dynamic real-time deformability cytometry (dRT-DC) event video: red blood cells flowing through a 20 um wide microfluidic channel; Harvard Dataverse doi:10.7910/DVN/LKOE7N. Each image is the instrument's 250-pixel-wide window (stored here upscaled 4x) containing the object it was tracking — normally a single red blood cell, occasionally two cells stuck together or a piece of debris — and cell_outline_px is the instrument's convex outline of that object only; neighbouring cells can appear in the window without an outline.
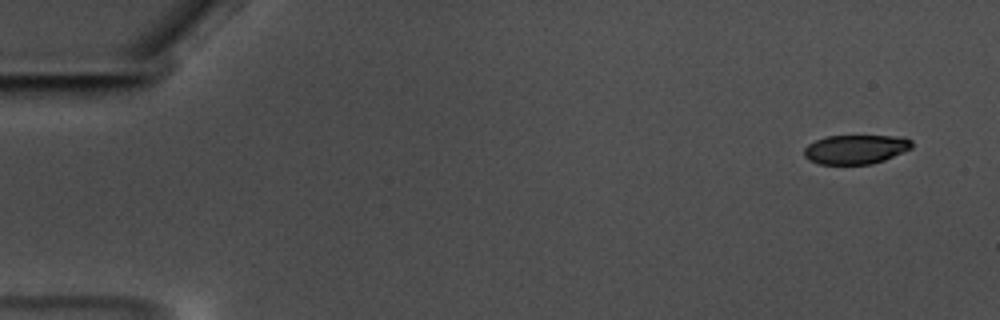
{"species": "common noctule bat (a hibernating species)", "species_latin": "Nyctalus noctula", "temperature_condition": "warm", "stored_images_in_passage": 56, "camera_frame_rate_fps": 3000, "um_per_image_px": 0.085, "animal": {"sex": "male", "body_mass_g": 17.5, "forearm_length_mm": 52.3}, "frame": {"image": 1, "passage_image": 1, "time_ms": 0.0, "image_size_px": [1000, 320], "cell_outline_px": [[912, 148], [904, 152], [884, 160], [872, 164], [820, 164], [808, 160], [804, 156], [804, 148], [808, 144], [824, 136], [904, 136], [912, 140]], "centroid_in_image_um": [72.74, 12.69], "position_along_channel_um": 12.3, "area_um2": 18.5}}
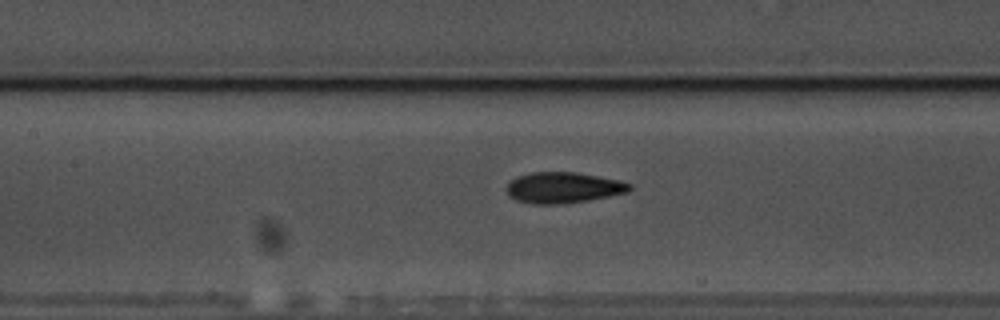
{"frame": {"image": 2, "passage_image": 25, "time_ms": 8.0, "image_size_px": [1000, 320], "cell_outline_px": [[632, 188], [628, 192], [588, 200], [564, 204], [532, 204], [516, 200], [508, 196], [508, 184], [516, 176], [532, 172], [576, 172], [620, 180], [632, 184]], "centroid_in_image_um": [47.89, 15.95], "position_along_channel_um": 159.5, "area_um2": 22.2}}
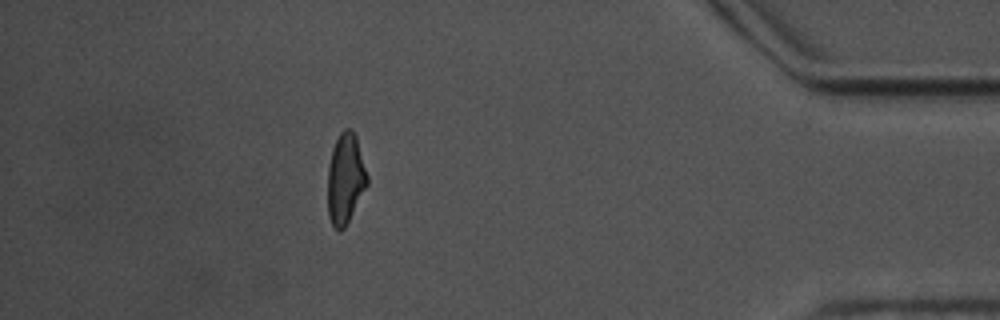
{"frame": {"image": 3, "passage_image": 50, "time_ms": 16.333, "image_size_px": [1000, 320], "cell_outline_px": [[368, 184], [344, 228], [340, 232], [332, 224], [328, 216], [328, 164], [332, 148], [340, 132], [344, 128], [352, 128], [356, 136], [368, 176]], "centroid_in_image_um": [29.35, 15.16], "position_along_channel_um": 405.8, "area_um2": 20.81}, "authors_computed_cell_mechanics": {"area_um2": 21.097, "velocity_mm_per_s": 3.5052, "shape_relaxation_time_tau1_ms": 4.2431, "shape_relaxation_time_tau2_ms": 2.0995, "deformation_change_tau1": 0.1471, "deformation_change_tau2": 0.0867}}